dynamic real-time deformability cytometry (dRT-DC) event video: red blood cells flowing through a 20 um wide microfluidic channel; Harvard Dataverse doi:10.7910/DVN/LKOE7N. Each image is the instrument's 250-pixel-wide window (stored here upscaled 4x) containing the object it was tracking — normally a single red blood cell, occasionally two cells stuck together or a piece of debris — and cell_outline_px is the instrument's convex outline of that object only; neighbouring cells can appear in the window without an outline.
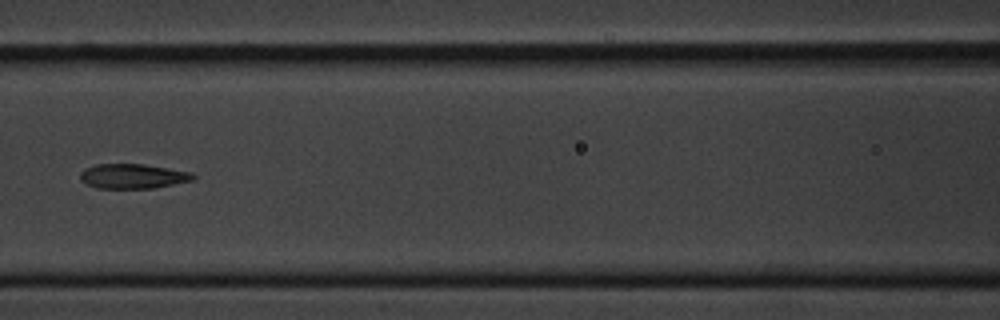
{"species": "common noctule bat (a hibernating species)", "species_latin": "Nyctalus noctula", "temperature_condition": "cold", "stored_images_in_passage": 11, "camera_frame_rate_fps": 3000, "um_per_image_px": 0.085, "animal": {"sex": "male", "body_mass_g": 20.1, "forearm_length_mm": 53.5}, "frame": {"image": 1, "passage_image": 8, "time_ms": 8.0, "image_size_px": [1000, 320], "cell_outline_px": [[196, 176], [192, 180], [152, 188], [96, 188], [84, 184], [80, 176], [80, 172], [84, 168], [96, 164], [144, 164], [192, 172]], "centroid_in_image_um": [11.25, 14.97], "position_along_channel_um": 155.4, "area_um2": 16.24}}
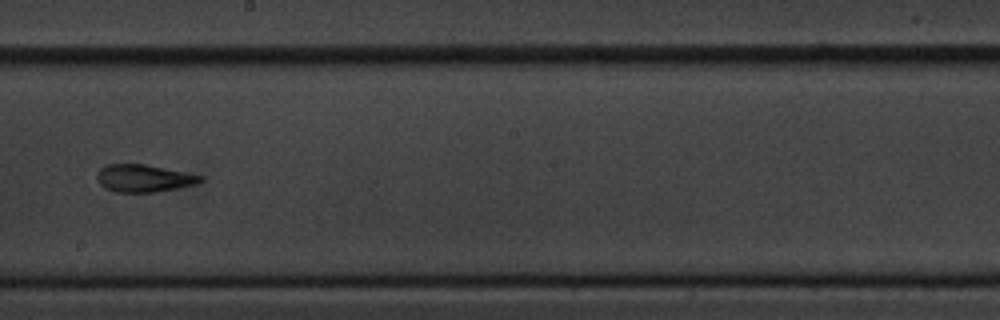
{"frame": {"image": 2, "passage_image": 10, "time_ms": 10.333, "image_size_px": [1000, 320], "cell_outline_px": [[204, 180], [196, 184], [156, 192], [116, 192], [104, 188], [100, 184], [96, 176], [96, 172], [100, 168], [108, 164], [144, 164], [204, 176]], "centroid_in_image_um": [12.2, 15.15], "position_along_channel_um": 236.0, "area_um2": 16.53}}
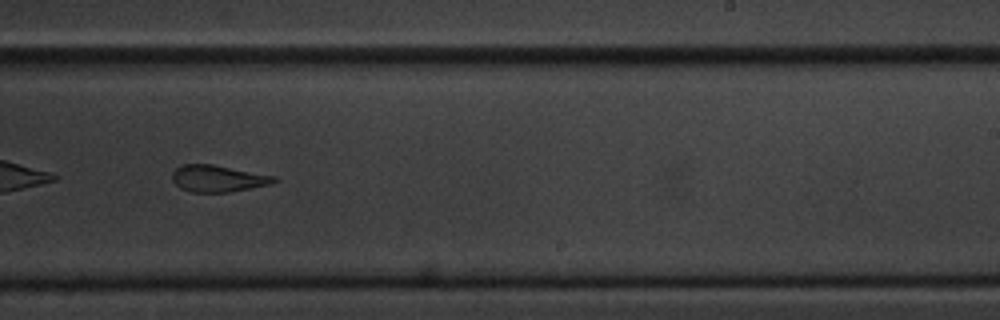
{"frame": {"image": 3, "passage_image": 11, "time_ms": 11.333, "image_size_px": [1000, 320], "cell_outline_px": [[276, 180], [272, 184], [252, 188], [228, 192], [192, 192], [180, 188], [172, 180], [172, 172], [176, 168], [184, 164], [212, 164], [276, 176]], "centroid_in_image_um": [18.52, 15.17], "position_along_channel_um": 270.5, "area_um2": 15.84}}